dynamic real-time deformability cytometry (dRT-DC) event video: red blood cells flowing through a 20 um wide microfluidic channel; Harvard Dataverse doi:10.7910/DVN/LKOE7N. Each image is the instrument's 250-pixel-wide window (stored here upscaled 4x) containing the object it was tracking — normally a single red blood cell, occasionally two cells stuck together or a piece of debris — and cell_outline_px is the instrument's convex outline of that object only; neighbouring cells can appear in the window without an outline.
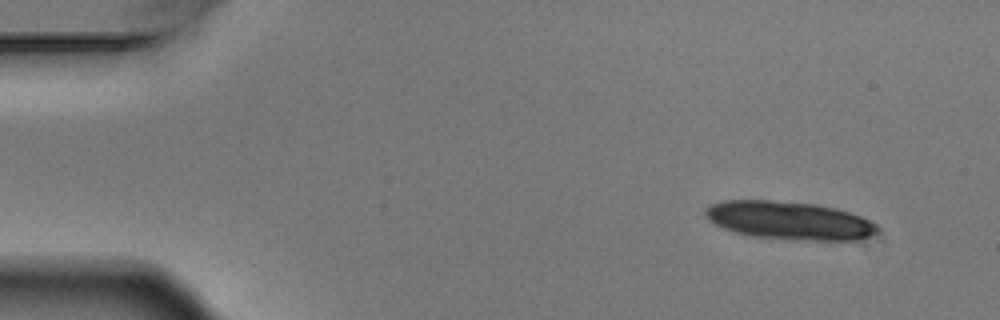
{"species": "Egyptian fruit bat (a non-hibernating species)", "species_latin": "Rousettus aegyptiacus", "temperature_condition": "warm", "stored_images_in_passage": 5, "camera_frame_rate_fps": 3000, "um_per_image_px": 0.085, "animal": {"sex": "male"}, "frame": {"image": 1, "passage_image": 1, "time_ms": 0.0, "image_size_px": [1000, 320], "cell_outline_px": [[880, 228], [876, 232], [868, 236], [856, 240], [796, 240], [752, 236], [736, 232], [724, 228], [708, 220], [704, 212], [704, 208], [712, 204], [724, 200], [768, 200], [816, 204], [836, 208], [860, 216], [876, 224]], "centroid_in_image_um": [67.07, 18.74], "position_along_channel_um": 17.9, "area_um2": 38.09}}